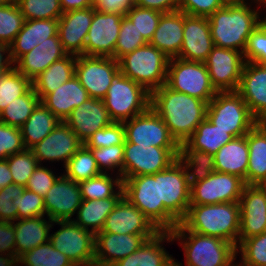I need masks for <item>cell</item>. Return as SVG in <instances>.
Returning a JSON list of instances; mask_svg holds the SVG:
<instances>
[{"mask_svg": "<svg viewBox=\"0 0 266 266\" xmlns=\"http://www.w3.org/2000/svg\"><path fill=\"white\" fill-rule=\"evenodd\" d=\"M150 107L160 116L178 144L185 143L207 117L208 103L172 90L166 84L151 92Z\"/></svg>", "mask_w": 266, "mask_h": 266, "instance_id": "1", "label": "cell"}, {"mask_svg": "<svg viewBox=\"0 0 266 266\" xmlns=\"http://www.w3.org/2000/svg\"><path fill=\"white\" fill-rule=\"evenodd\" d=\"M249 5V6H248ZM248 2L228 1L208 17L214 46L244 52L251 33L260 24V12Z\"/></svg>", "mask_w": 266, "mask_h": 266, "instance_id": "2", "label": "cell"}, {"mask_svg": "<svg viewBox=\"0 0 266 266\" xmlns=\"http://www.w3.org/2000/svg\"><path fill=\"white\" fill-rule=\"evenodd\" d=\"M180 223L189 231L219 237L237 248L240 232V205L239 202L190 205L186 216Z\"/></svg>", "mask_w": 266, "mask_h": 266, "instance_id": "3", "label": "cell"}, {"mask_svg": "<svg viewBox=\"0 0 266 266\" xmlns=\"http://www.w3.org/2000/svg\"><path fill=\"white\" fill-rule=\"evenodd\" d=\"M173 241H180L186 266H236V247L219 237L197 234L178 223L170 231ZM174 266L182 263L174 260Z\"/></svg>", "mask_w": 266, "mask_h": 266, "instance_id": "4", "label": "cell"}, {"mask_svg": "<svg viewBox=\"0 0 266 266\" xmlns=\"http://www.w3.org/2000/svg\"><path fill=\"white\" fill-rule=\"evenodd\" d=\"M123 196L160 231H171L179 223L159 202V172L123 180Z\"/></svg>", "mask_w": 266, "mask_h": 266, "instance_id": "5", "label": "cell"}, {"mask_svg": "<svg viewBox=\"0 0 266 266\" xmlns=\"http://www.w3.org/2000/svg\"><path fill=\"white\" fill-rule=\"evenodd\" d=\"M169 60L161 50L147 43L123 56L118 62L124 76L151 93L166 84Z\"/></svg>", "mask_w": 266, "mask_h": 266, "instance_id": "6", "label": "cell"}, {"mask_svg": "<svg viewBox=\"0 0 266 266\" xmlns=\"http://www.w3.org/2000/svg\"><path fill=\"white\" fill-rule=\"evenodd\" d=\"M103 101L111 120L123 123L150 108L151 93L119 70Z\"/></svg>", "mask_w": 266, "mask_h": 266, "instance_id": "7", "label": "cell"}, {"mask_svg": "<svg viewBox=\"0 0 266 266\" xmlns=\"http://www.w3.org/2000/svg\"><path fill=\"white\" fill-rule=\"evenodd\" d=\"M207 118L234 138L245 136L259 122L237 92H218L208 103Z\"/></svg>", "mask_w": 266, "mask_h": 266, "instance_id": "8", "label": "cell"}, {"mask_svg": "<svg viewBox=\"0 0 266 266\" xmlns=\"http://www.w3.org/2000/svg\"><path fill=\"white\" fill-rule=\"evenodd\" d=\"M166 85L207 103L218 93L211 83L205 63L178 57L169 60Z\"/></svg>", "mask_w": 266, "mask_h": 266, "instance_id": "9", "label": "cell"}, {"mask_svg": "<svg viewBox=\"0 0 266 266\" xmlns=\"http://www.w3.org/2000/svg\"><path fill=\"white\" fill-rule=\"evenodd\" d=\"M179 148H163L124 142L123 180L154 175L167 169L178 158Z\"/></svg>", "mask_w": 266, "mask_h": 266, "instance_id": "10", "label": "cell"}, {"mask_svg": "<svg viewBox=\"0 0 266 266\" xmlns=\"http://www.w3.org/2000/svg\"><path fill=\"white\" fill-rule=\"evenodd\" d=\"M61 226L50 234L49 242L66 255L75 266H94L95 234L72 220L54 221Z\"/></svg>", "mask_w": 266, "mask_h": 266, "instance_id": "11", "label": "cell"}, {"mask_svg": "<svg viewBox=\"0 0 266 266\" xmlns=\"http://www.w3.org/2000/svg\"><path fill=\"white\" fill-rule=\"evenodd\" d=\"M190 189L186 169L178 159L159 172V202L179 223L190 206Z\"/></svg>", "mask_w": 266, "mask_h": 266, "instance_id": "12", "label": "cell"}, {"mask_svg": "<svg viewBox=\"0 0 266 266\" xmlns=\"http://www.w3.org/2000/svg\"><path fill=\"white\" fill-rule=\"evenodd\" d=\"M245 186L242 178L215 171L206 179L191 185L190 205L239 202Z\"/></svg>", "mask_w": 266, "mask_h": 266, "instance_id": "13", "label": "cell"}, {"mask_svg": "<svg viewBox=\"0 0 266 266\" xmlns=\"http://www.w3.org/2000/svg\"><path fill=\"white\" fill-rule=\"evenodd\" d=\"M119 62L112 57L78 55L75 76L91 98L103 99L113 76L119 71Z\"/></svg>", "mask_w": 266, "mask_h": 266, "instance_id": "14", "label": "cell"}, {"mask_svg": "<svg viewBox=\"0 0 266 266\" xmlns=\"http://www.w3.org/2000/svg\"><path fill=\"white\" fill-rule=\"evenodd\" d=\"M125 141L163 148H179L160 116L150 107L146 112L123 122Z\"/></svg>", "mask_w": 266, "mask_h": 266, "instance_id": "15", "label": "cell"}, {"mask_svg": "<svg viewBox=\"0 0 266 266\" xmlns=\"http://www.w3.org/2000/svg\"><path fill=\"white\" fill-rule=\"evenodd\" d=\"M217 92H236L245 63L243 53L214 46L204 62Z\"/></svg>", "mask_w": 266, "mask_h": 266, "instance_id": "16", "label": "cell"}, {"mask_svg": "<svg viewBox=\"0 0 266 266\" xmlns=\"http://www.w3.org/2000/svg\"><path fill=\"white\" fill-rule=\"evenodd\" d=\"M123 14L94 11L88 30L84 55L114 58Z\"/></svg>", "mask_w": 266, "mask_h": 266, "instance_id": "17", "label": "cell"}, {"mask_svg": "<svg viewBox=\"0 0 266 266\" xmlns=\"http://www.w3.org/2000/svg\"><path fill=\"white\" fill-rule=\"evenodd\" d=\"M240 232L238 245L247 238L266 232V190L246 185L239 200Z\"/></svg>", "mask_w": 266, "mask_h": 266, "instance_id": "18", "label": "cell"}, {"mask_svg": "<svg viewBox=\"0 0 266 266\" xmlns=\"http://www.w3.org/2000/svg\"><path fill=\"white\" fill-rule=\"evenodd\" d=\"M156 234H95L94 266H112L138 250L147 239Z\"/></svg>", "mask_w": 266, "mask_h": 266, "instance_id": "19", "label": "cell"}, {"mask_svg": "<svg viewBox=\"0 0 266 266\" xmlns=\"http://www.w3.org/2000/svg\"><path fill=\"white\" fill-rule=\"evenodd\" d=\"M83 145L77 135L63 121L38 144L34 145L30 150L39 164L44 160L47 161H63L65 167L69 159Z\"/></svg>", "mask_w": 266, "mask_h": 266, "instance_id": "20", "label": "cell"}, {"mask_svg": "<svg viewBox=\"0 0 266 266\" xmlns=\"http://www.w3.org/2000/svg\"><path fill=\"white\" fill-rule=\"evenodd\" d=\"M82 197L78 183L62 174L44 198L45 213L52 221L72 220Z\"/></svg>", "mask_w": 266, "mask_h": 266, "instance_id": "21", "label": "cell"}, {"mask_svg": "<svg viewBox=\"0 0 266 266\" xmlns=\"http://www.w3.org/2000/svg\"><path fill=\"white\" fill-rule=\"evenodd\" d=\"M100 232L112 234H157L160 230L123 196L107 216Z\"/></svg>", "mask_w": 266, "mask_h": 266, "instance_id": "22", "label": "cell"}, {"mask_svg": "<svg viewBox=\"0 0 266 266\" xmlns=\"http://www.w3.org/2000/svg\"><path fill=\"white\" fill-rule=\"evenodd\" d=\"M213 47L208 17L184 13L183 43L178 58L204 63Z\"/></svg>", "mask_w": 266, "mask_h": 266, "instance_id": "23", "label": "cell"}, {"mask_svg": "<svg viewBox=\"0 0 266 266\" xmlns=\"http://www.w3.org/2000/svg\"><path fill=\"white\" fill-rule=\"evenodd\" d=\"M259 122H266V65L245 62L236 91Z\"/></svg>", "mask_w": 266, "mask_h": 266, "instance_id": "24", "label": "cell"}, {"mask_svg": "<svg viewBox=\"0 0 266 266\" xmlns=\"http://www.w3.org/2000/svg\"><path fill=\"white\" fill-rule=\"evenodd\" d=\"M94 7L65 12L58 20V35L63 49L72 55H84L86 37L90 28Z\"/></svg>", "mask_w": 266, "mask_h": 266, "instance_id": "25", "label": "cell"}, {"mask_svg": "<svg viewBox=\"0 0 266 266\" xmlns=\"http://www.w3.org/2000/svg\"><path fill=\"white\" fill-rule=\"evenodd\" d=\"M84 144L94 132L110 125L111 120L103 99L89 98L72 110L64 121Z\"/></svg>", "mask_w": 266, "mask_h": 266, "instance_id": "26", "label": "cell"}, {"mask_svg": "<svg viewBox=\"0 0 266 266\" xmlns=\"http://www.w3.org/2000/svg\"><path fill=\"white\" fill-rule=\"evenodd\" d=\"M67 55L68 53L63 49L59 36H53L35 46L30 52L22 55L14 63V67L32 82L52 63Z\"/></svg>", "mask_w": 266, "mask_h": 266, "instance_id": "27", "label": "cell"}, {"mask_svg": "<svg viewBox=\"0 0 266 266\" xmlns=\"http://www.w3.org/2000/svg\"><path fill=\"white\" fill-rule=\"evenodd\" d=\"M58 35V19L25 20L23 27L9 45L12 62L30 52L47 38Z\"/></svg>", "mask_w": 266, "mask_h": 266, "instance_id": "28", "label": "cell"}, {"mask_svg": "<svg viewBox=\"0 0 266 266\" xmlns=\"http://www.w3.org/2000/svg\"><path fill=\"white\" fill-rule=\"evenodd\" d=\"M184 12L177 10L163 13L149 44L167 57L176 58L183 43Z\"/></svg>", "mask_w": 266, "mask_h": 266, "instance_id": "29", "label": "cell"}, {"mask_svg": "<svg viewBox=\"0 0 266 266\" xmlns=\"http://www.w3.org/2000/svg\"><path fill=\"white\" fill-rule=\"evenodd\" d=\"M165 241H173L170 231H160L147 239L138 250L112 266H174L175 259L167 253L162 244Z\"/></svg>", "mask_w": 266, "mask_h": 266, "instance_id": "30", "label": "cell"}, {"mask_svg": "<svg viewBox=\"0 0 266 266\" xmlns=\"http://www.w3.org/2000/svg\"><path fill=\"white\" fill-rule=\"evenodd\" d=\"M89 98L90 96L86 89L74 76L52 93L45 95L40 102L50 109L60 121L64 122L73 109L81 106Z\"/></svg>", "mask_w": 266, "mask_h": 266, "instance_id": "31", "label": "cell"}, {"mask_svg": "<svg viewBox=\"0 0 266 266\" xmlns=\"http://www.w3.org/2000/svg\"><path fill=\"white\" fill-rule=\"evenodd\" d=\"M215 169L218 172L236 175L247 185V169L249 161V147L247 134L235 137L222 146L215 154Z\"/></svg>", "mask_w": 266, "mask_h": 266, "instance_id": "32", "label": "cell"}, {"mask_svg": "<svg viewBox=\"0 0 266 266\" xmlns=\"http://www.w3.org/2000/svg\"><path fill=\"white\" fill-rule=\"evenodd\" d=\"M44 217L17 219L14 222L16 261L29 250L49 242V232L55 223L50 218L46 221Z\"/></svg>", "mask_w": 266, "mask_h": 266, "instance_id": "33", "label": "cell"}, {"mask_svg": "<svg viewBox=\"0 0 266 266\" xmlns=\"http://www.w3.org/2000/svg\"><path fill=\"white\" fill-rule=\"evenodd\" d=\"M247 185H261L266 179V122H258L248 133Z\"/></svg>", "mask_w": 266, "mask_h": 266, "instance_id": "34", "label": "cell"}, {"mask_svg": "<svg viewBox=\"0 0 266 266\" xmlns=\"http://www.w3.org/2000/svg\"><path fill=\"white\" fill-rule=\"evenodd\" d=\"M76 57V55L68 54L52 63L32 81V87L40 100L75 76Z\"/></svg>", "mask_w": 266, "mask_h": 266, "instance_id": "35", "label": "cell"}, {"mask_svg": "<svg viewBox=\"0 0 266 266\" xmlns=\"http://www.w3.org/2000/svg\"><path fill=\"white\" fill-rule=\"evenodd\" d=\"M58 123L60 120L55 114L40 102L20 128L24 147L31 149L50 134Z\"/></svg>", "mask_w": 266, "mask_h": 266, "instance_id": "36", "label": "cell"}, {"mask_svg": "<svg viewBox=\"0 0 266 266\" xmlns=\"http://www.w3.org/2000/svg\"><path fill=\"white\" fill-rule=\"evenodd\" d=\"M121 198L122 197H110L100 200H82L76 212L77 219L73 218L72 221L83 229L96 234L102 230L107 216Z\"/></svg>", "mask_w": 266, "mask_h": 266, "instance_id": "37", "label": "cell"}, {"mask_svg": "<svg viewBox=\"0 0 266 266\" xmlns=\"http://www.w3.org/2000/svg\"><path fill=\"white\" fill-rule=\"evenodd\" d=\"M185 167L190 186L216 171L214 155L192 149L186 142L179 144L177 158Z\"/></svg>", "mask_w": 266, "mask_h": 266, "instance_id": "38", "label": "cell"}, {"mask_svg": "<svg viewBox=\"0 0 266 266\" xmlns=\"http://www.w3.org/2000/svg\"><path fill=\"white\" fill-rule=\"evenodd\" d=\"M234 137L226 130L218 128L207 117L196 127L186 143L195 150L214 155Z\"/></svg>", "mask_w": 266, "mask_h": 266, "instance_id": "39", "label": "cell"}, {"mask_svg": "<svg viewBox=\"0 0 266 266\" xmlns=\"http://www.w3.org/2000/svg\"><path fill=\"white\" fill-rule=\"evenodd\" d=\"M78 185L82 200L123 197V181L121 176L116 175V177L113 178V176H110L108 173H102L97 177L79 182Z\"/></svg>", "mask_w": 266, "mask_h": 266, "instance_id": "40", "label": "cell"}, {"mask_svg": "<svg viewBox=\"0 0 266 266\" xmlns=\"http://www.w3.org/2000/svg\"><path fill=\"white\" fill-rule=\"evenodd\" d=\"M39 103L40 98L31 87L24 95L7 105L0 113V121L9 126L21 128Z\"/></svg>", "mask_w": 266, "mask_h": 266, "instance_id": "41", "label": "cell"}, {"mask_svg": "<svg viewBox=\"0 0 266 266\" xmlns=\"http://www.w3.org/2000/svg\"><path fill=\"white\" fill-rule=\"evenodd\" d=\"M64 168V175L76 183L97 177L102 174L99 171L96 159L93 157L91 150L84 144L69 159Z\"/></svg>", "mask_w": 266, "mask_h": 266, "instance_id": "42", "label": "cell"}, {"mask_svg": "<svg viewBox=\"0 0 266 266\" xmlns=\"http://www.w3.org/2000/svg\"><path fill=\"white\" fill-rule=\"evenodd\" d=\"M17 263L25 266H75L73 262L50 242L39 245L21 255Z\"/></svg>", "mask_w": 266, "mask_h": 266, "instance_id": "43", "label": "cell"}, {"mask_svg": "<svg viewBox=\"0 0 266 266\" xmlns=\"http://www.w3.org/2000/svg\"><path fill=\"white\" fill-rule=\"evenodd\" d=\"M32 87V82L15 67L0 75V113L14 99L24 95Z\"/></svg>", "mask_w": 266, "mask_h": 266, "instance_id": "44", "label": "cell"}, {"mask_svg": "<svg viewBox=\"0 0 266 266\" xmlns=\"http://www.w3.org/2000/svg\"><path fill=\"white\" fill-rule=\"evenodd\" d=\"M25 20L58 19L63 14L60 0H18Z\"/></svg>", "mask_w": 266, "mask_h": 266, "instance_id": "45", "label": "cell"}, {"mask_svg": "<svg viewBox=\"0 0 266 266\" xmlns=\"http://www.w3.org/2000/svg\"><path fill=\"white\" fill-rule=\"evenodd\" d=\"M236 252L242 256L238 266H266V232L244 239Z\"/></svg>", "mask_w": 266, "mask_h": 266, "instance_id": "46", "label": "cell"}, {"mask_svg": "<svg viewBox=\"0 0 266 266\" xmlns=\"http://www.w3.org/2000/svg\"><path fill=\"white\" fill-rule=\"evenodd\" d=\"M146 44L147 42L142 37V34L139 33L130 19L124 15L114 50V59L119 61L123 56Z\"/></svg>", "mask_w": 266, "mask_h": 266, "instance_id": "47", "label": "cell"}, {"mask_svg": "<svg viewBox=\"0 0 266 266\" xmlns=\"http://www.w3.org/2000/svg\"><path fill=\"white\" fill-rule=\"evenodd\" d=\"M25 22L17 3L0 6V43L10 45Z\"/></svg>", "mask_w": 266, "mask_h": 266, "instance_id": "48", "label": "cell"}, {"mask_svg": "<svg viewBox=\"0 0 266 266\" xmlns=\"http://www.w3.org/2000/svg\"><path fill=\"white\" fill-rule=\"evenodd\" d=\"M13 178V184L26 186L29 177L39 165L30 149L15 153L6 158Z\"/></svg>", "mask_w": 266, "mask_h": 266, "instance_id": "49", "label": "cell"}, {"mask_svg": "<svg viewBox=\"0 0 266 266\" xmlns=\"http://www.w3.org/2000/svg\"><path fill=\"white\" fill-rule=\"evenodd\" d=\"M162 14L160 11L142 8L137 5H134L125 13L147 43L153 37Z\"/></svg>", "mask_w": 266, "mask_h": 266, "instance_id": "50", "label": "cell"}, {"mask_svg": "<svg viewBox=\"0 0 266 266\" xmlns=\"http://www.w3.org/2000/svg\"><path fill=\"white\" fill-rule=\"evenodd\" d=\"M89 149L91 150L93 157L96 159L101 173L107 174L108 170L115 171L117 168L118 171L116 175L118 174V176H121L123 181L124 144Z\"/></svg>", "mask_w": 266, "mask_h": 266, "instance_id": "51", "label": "cell"}, {"mask_svg": "<svg viewBox=\"0 0 266 266\" xmlns=\"http://www.w3.org/2000/svg\"><path fill=\"white\" fill-rule=\"evenodd\" d=\"M125 128L123 123L112 122L110 125L98 130L89 137L84 145L87 148L109 147L125 142Z\"/></svg>", "mask_w": 266, "mask_h": 266, "instance_id": "52", "label": "cell"}, {"mask_svg": "<svg viewBox=\"0 0 266 266\" xmlns=\"http://www.w3.org/2000/svg\"><path fill=\"white\" fill-rule=\"evenodd\" d=\"M243 57L245 62L266 65V25L259 24L251 33Z\"/></svg>", "mask_w": 266, "mask_h": 266, "instance_id": "53", "label": "cell"}, {"mask_svg": "<svg viewBox=\"0 0 266 266\" xmlns=\"http://www.w3.org/2000/svg\"><path fill=\"white\" fill-rule=\"evenodd\" d=\"M25 149L21 129L0 121V160Z\"/></svg>", "mask_w": 266, "mask_h": 266, "instance_id": "54", "label": "cell"}, {"mask_svg": "<svg viewBox=\"0 0 266 266\" xmlns=\"http://www.w3.org/2000/svg\"><path fill=\"white\" fill-rule=\"evenodd\" d=\"M17 207L18 219L45 216L44 198L25 188L22 196L13 200Z\"/></svg>", "mask_w": 266, "mask_h": 266, "instance_id": "55", "label": "cell"}, {"mask_svg": "<svg viewBox=\"0 0 266 266\" xmlns=\"http://www.w3.org/2000/svg\"><path fill=\"white\" fill-rule=\"evenodd\" d=\"M25 187L22 185L11 184L0 190V221L12 222L18 219L17 207L13 200L22 196Z\"/></svg>", "mask_w": 266, "mask_h": 266, "instance_id": "56", "label": "cell"}, {"mask_svg": "<svg viewBox=\"0 0 266 266\" xmlns=\"http://www.w3.org/2000/svg\"><path fill=\"white\" fill-rule=\"evenodd\" d=\"M14 223L0 221V266L16 262Z\"/></svg>", "mask_w": 266, "mask_h": 266, "instance_id": "57", "label": "cell"}, {"mask_svg": "<svg viewBox=\"0 0 266 266\" xmlns=\"http://www.w3.org/2000/svg\"><path fill=\"white\" fill-rule=\"evenodd\" d=\"M60 176L55 175L51 169L39 164L29 177L25 188L45 198L48 190Z\"/></svg>", "mask_w": 266, "mask_h": 266, "instance_id": "58", "label": "cell"}, {"mask_svg": "<svg viewBox=\"0 0 266 266\" xmlns=\"http://www.w3.org/2000/svg\"><path fill=\"white\" fill-rule=\"evenodd\" d=\"M227 2L228 0H180L178 10L190 16L209 17Z\"/></svg>", "mask_w": 266, "mask_h": 266, "instance_id": "59", "label": "cell"}, {"mask_svg": "<svg viewBox=\"0 0 266 266\" xmlns=\"http://www.w3.org/2000/svg\"><path fill=\"white\" fill-rule=\"evenodd\" d=\"M134 5L135 0H94L93 7L100 12L125 15Z\"/></svg>", "mask_w": 266, "mask_h": 266, "instance_id": "60", "label": "cell"}, {"mask_svg": "<svg viewBox=\"0 0 266 266\" xmlns=\"http://www.w3.org/2000/svg\"><path fill=\"white\" fill-rule=\"evenodd\" d=\"M180 0H135V5L149 8L162 13L174 12L179 9Z\"/></svg>", "mask_w": 266, "mask_h": 266, "instance_id": "61", "label": "cell"}, {"mask_svg": "<svg viewBox=\"0 0 266 266\" xmlns=\"http://www.w3.org/2000/svg\"><path fill=\"white\" fill-rule=\"evenodd\" d=\"M60 5L63 13H65L72 10L93 7L94 0H60Z\"/></svg>", "mask_w": 266, "mask_h": 266, "instance_id": "62", "label": "cell"}, {"mask_svg": "<svg viewBox=\"0 0 266 266\" xmlns=\"http://www.w3.org/2000/svg\"><path fill=\"white\" fill-rule=\"evenodd\" d=\"M13 184V178L6 159L0 160V190Z\"/></svg>", "mask_w": 266, "mask_h": 266, "instance_id": "63", "label": "cell"}, {"mask_svg": "<svg viewBox=\"0 0 266 266\" xmlns=\"http://www.w3.org/2000/svg\"><path fill=\"white\" fill-rule=\"evenodd\" d=\"M14 67L11 57H0V70L4 73Z\"/></svg>", "mask_w": 266, "mask_h": 266, "instance_id": "64", "label": "cell"}, {"mask_svg": "<svg viewBox=\"0 0 266 266\" xmlns=\"http://www.w3.org/2000/svg\"><path fill=\"white\" fill-rule=\"evenodd\" d=\"M5 53L7 54L6 56H4ZM0 57H11L10 48L8 45L0 43Z\"/></svg>", "mask_w": 266, "mask_h": 266, "instance_id": "65", "label": "cell"}, {"mask_svg": "<svg viewBox=\"0 0 266 266\" xmlns=\"http://www.w3.org/2000/svg\"><path fill=\"white\" fill-rule=\"evenodd\" d=\"M254 3L260 5V7H261V5L266 6V0H256ZM264 18L262 20L260 18L259 21H260V24L266 25V17H264Z\"/></svg>", "mask_w": 266, "mask_h": 266, "instance_id": "66", "label": "cell"}, {"mask_svg": "<svg viewBox=\"0 0 266 266\" xmlns=\"http://www.w3.org/2000/svg\"><path fill=\"white\" fill-rule=\"evenodd\" d=\"M18 0H0V6L16 4Z\"/></svg>", "mask_w": 266, "mask_h": 266, "instance_id": "67", "label": "cell"}, {"mask_svg": "<svg viewBox=\"0 0 266 266\" xmlns=\"http://www.w3.org/2000/svg\"><path fill=\"white\" fill-rule=\"evenodd\" d=\"M263 189L266 190V179L263 181V183L260 185Z\"/></svg>", "mask_w": 266, "mask_h": 266, "instance_id": "68", "label": "cell"}, {"mask_svg": "<svg viewBox=\"0 0 266 266\" xmlns=\"http://www.w3.org/2000/svg\"><path fill=\"white\" fill-rule=\"evenodd\" d=\"M6 266H18V263H17V261H16V262L10 263V264H8V265H6Z\"/></svg>", "mask_w": 266, "mask_h": 266, "instance_id": "69", "label": "cell"}, {"mask_svg": "<svg viewBox=\"0 0 266 266\" xmlns=\"http://www.w3.org/2000/svg\"><path fill=\"white\" fill-rule=\"evenodd\" d=\"M228 1H240V2H245L246 0H228ZM252 1V0H251ZM254 2L256 1V0H253Z\"/></svg>", "mask_w": 266, "mask_h": 266, "instance_id": "70", "label": "cell"}]
</instances>
